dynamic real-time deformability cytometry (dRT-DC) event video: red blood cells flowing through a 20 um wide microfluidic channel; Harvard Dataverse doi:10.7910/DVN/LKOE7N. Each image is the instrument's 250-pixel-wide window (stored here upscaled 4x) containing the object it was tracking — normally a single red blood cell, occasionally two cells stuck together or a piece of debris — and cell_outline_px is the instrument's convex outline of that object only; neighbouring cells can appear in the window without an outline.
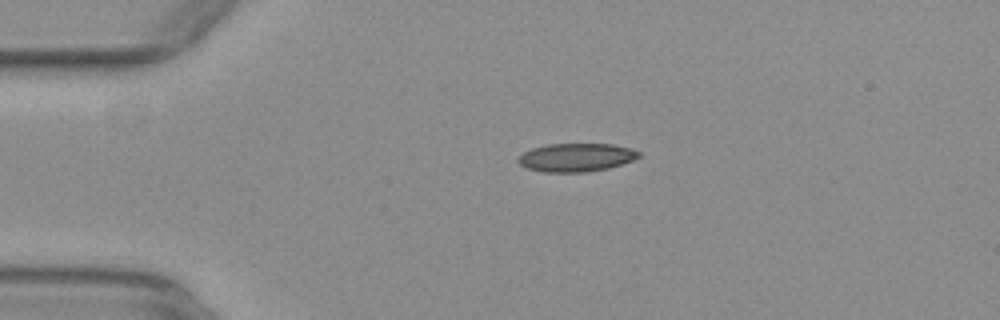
{"species": "common noctule bat (a hibernating species)", "species_latin": "Nyctalus noctula", "temperature_condition": "warm", "stored_images_in_passage": 36, "camera_frame_rate_fps": 3000, "um_per_image_px": 0.085, "animal": {"sex": "female", "body_mass_g": 29.2, "forearm_length_mm": 56.3}, "frame": {"image": 1, "passage_image": 1, "time_ms": 0.0, "image_size_px": [1000, 320], "cell_outline_px": [[640, 156], [632, 160], [608, 168], [584, 172], [544, 172], [528, 168], [520, 164], [516, 160], [524, 152], [532, 148], [548, 144], [612, 144], [632, 148], [640, 152]], "centroid_in_image_um": [48.98, 13.37], "position_along_channel_um": 36.0, "area_um2": 19.77}}
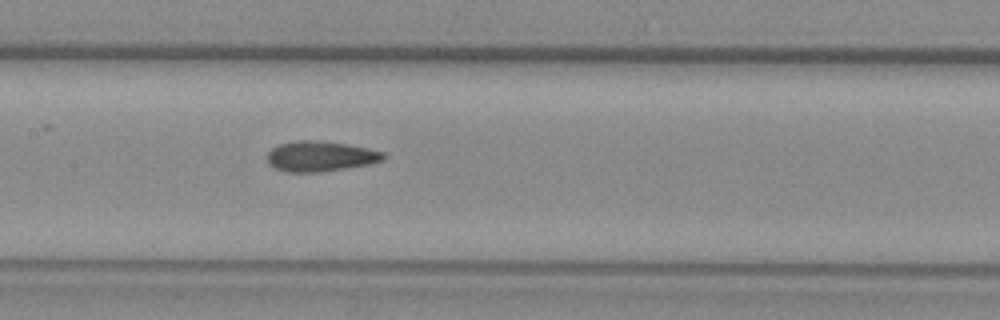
{"frame": {"image": 2, "passage_image": 15, "time_ms": 4.667, "image_size_px": [1000, 320], "cell_outline_px": [[388, 156], [384, 160], [368, 164], [344, 168], [316, 172], [284, 172], [268, 164], [268, 152], [272, 148], [280, 144], [296, 140], [316, 140], [344, 144], [368, 148], [384, 152]], "centroid_in_image_um": [27.23, 13.28], "position_along_channel_um": 180.2, "area_um2": 20.4}}
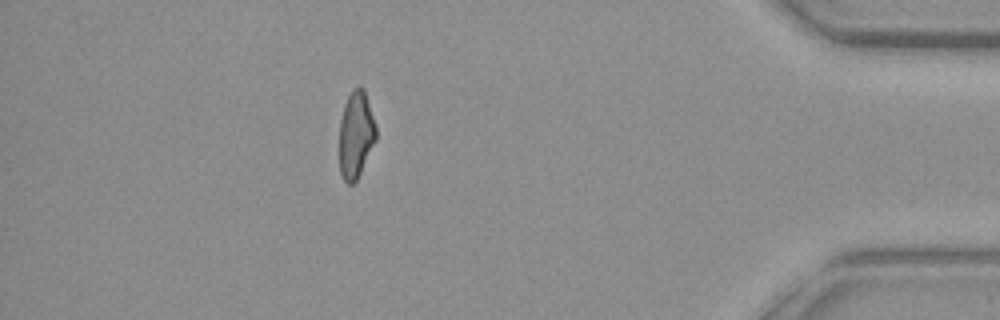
{"frame": {"image": 3, "passage_image": 36, "time_ms": 11.667, "image_size_px": [1000, 320], "cell_outline_px": [[376, 140], [356, 180], [352, 184], [348, 184], [344, 180], [340, 172], [340, 120], [344, 104], [352, 88], [360, 84], [364, 88], [376, 124]], "centroid_in_image_um": [30.26, 11.38], "position_along_channel_um": 404.9, "area_um2": 18.61}, "authors_computed_cell_mechanics": {"area_um2": 19.8832, "velocity_mm_per_s": 3.9204, "shape_relaxation_time_tau1_ms": null, "shape_relaxation_time_tau2_ms": 2.37, "deformation_change_tau1": null, "deformation_change_tau2": 0.0968}}